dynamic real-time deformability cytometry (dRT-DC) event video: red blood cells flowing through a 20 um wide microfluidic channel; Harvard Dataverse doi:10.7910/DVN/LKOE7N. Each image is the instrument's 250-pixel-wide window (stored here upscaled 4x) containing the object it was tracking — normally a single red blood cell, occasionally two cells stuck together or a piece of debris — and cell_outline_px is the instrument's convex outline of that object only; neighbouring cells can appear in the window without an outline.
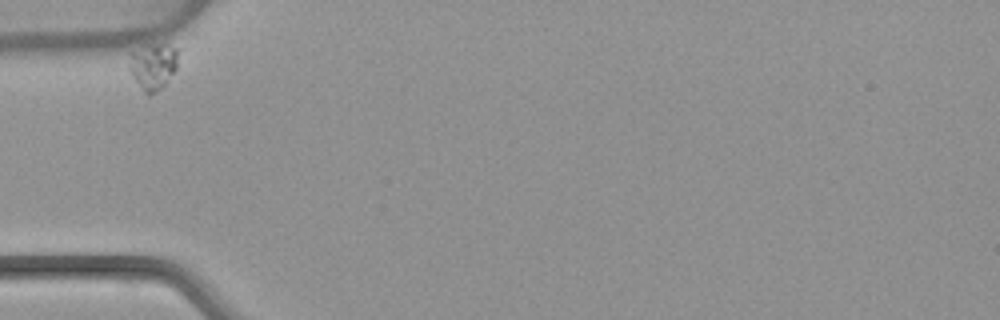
{"species": "common noctule bat (a hibernating species)", "species_latin": "Nyctalus noctula", "temperature_condition": "warm", "stored_images_in_passage": 39, "camera_frame_rate_fps": 3000, "um_per_image_px": 0.085, "animal": {"sex": "female", "body_mass_g": 22.7, "forearm_length_mm": 54.2}, "frame": {"image": 1, "passage_image": 1, "time_ms": 0.0, "image_size_px": [1000, 320], "cell_outline_px": [[176, 68], [164, 84], [160, 88], [152, 92], [144, 92], [132, 76], [132, 52], [152, 44], [164, 40], [176, 48]], "centroid_in_image_um": [13.06, 5.56], "position_along_channel_um": 71.9, "area_um2": 12.48}}
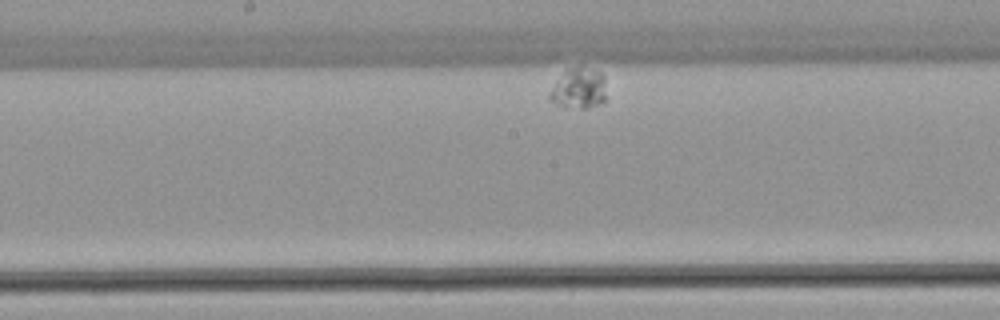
{"frame": {"image": 2, "passage_image": 19, "time_ms": 6.0, "image_size_px": [1000, 320], "cell_outline_px": [[604, 100], [600, 104], [588, 108], [564, 108], [548, 100], [548, 92], [564, 72], [568, 68], [580, 64], [592, 68], [600, 72], [604, 76]], "centroid_in_image_um": [49.16, 7.5], "position_along_channel_um": 199.0, "area_um2": 13.76}}
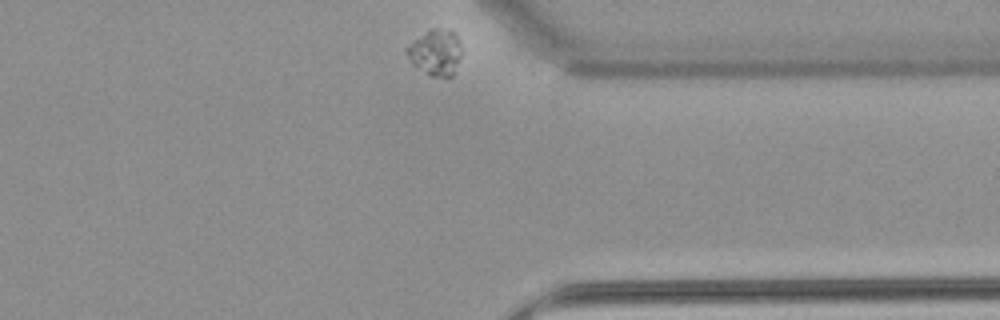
{"frame": {"image": 3, "passage_image": 39, "time_ms": 12.667, "image_size_px": [1000, 320], "cell_outline_px": [[460, 56], [452, 76], [432, 76], [412, 64], [404, 52], [404, 48], [432, 28], [436, 28], [452, 32], [460, 40]], "centroid_in_image_um": [36.99, 4.46], "position_along_channel_um": 374.4, "area_um2": 14.22}}